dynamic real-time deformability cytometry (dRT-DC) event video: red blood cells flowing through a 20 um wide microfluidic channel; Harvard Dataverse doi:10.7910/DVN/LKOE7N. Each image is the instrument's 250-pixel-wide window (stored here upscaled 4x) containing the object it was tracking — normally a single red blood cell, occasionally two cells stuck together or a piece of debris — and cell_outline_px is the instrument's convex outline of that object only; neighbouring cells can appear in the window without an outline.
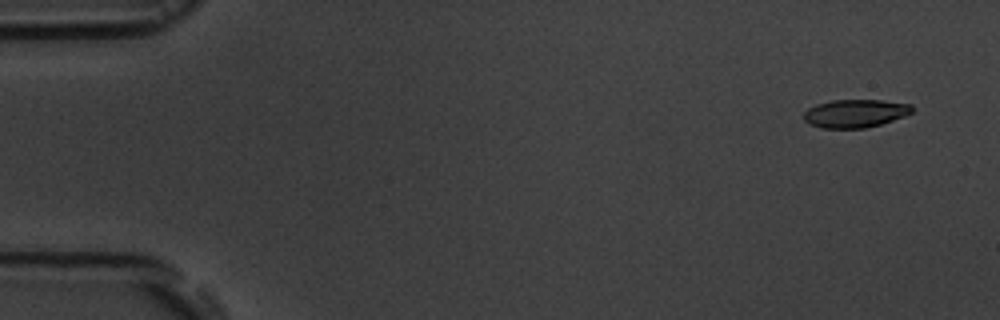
{"species": "common noctule bat (a hibernating species)", "species_latin": "Nyctalus noctula", "temperature_condition": "room temperature", "stored_images_in_passage": 5, "camera_frame_rate_fps": 3000, "um_per_image_px": 0.085, "animal": {"sex": "male", "body_mass_g": 19.5, "forearm_length_mm": 54.6}, "frame": {"image": 1, "passage_image": 1, "time_ms": 0.0, "image_size_px": [1000, 320], "cell_outline_px": [[916, 108], [912, 112], [904, 116], [880, 124], [864, 128], [820, 128], [808, 124], [804, 120], [804, 112], [808, 108], [816, 104], [832, 100], [880, 100], [912, 104]], "centroid_in_image_um": [72.69, 9.63], "position_along_channel_um": 12.3, "area_um2": 17.86}}
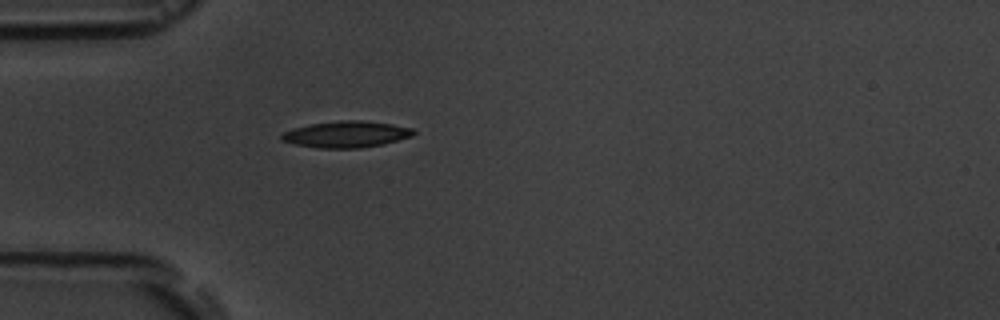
{"frame": {"image": 2, "passage_image": 5, "time_ms": 4.333, "image_size_px": [1000, 320], "cell_outline_px": [[416, 132], [412, 136], [384, 144], [360, 148], [320, 148], [296, 144], [280, 140], [280, 136], [284, 132], [292, 128], [312, 124], [340, 120], [360, 120], [392, 124], [412, 128]], "centroid_in_image_um": [29.44, 11.41], "position_along_channel_um": 55.6, "area_um2": 20.23}}